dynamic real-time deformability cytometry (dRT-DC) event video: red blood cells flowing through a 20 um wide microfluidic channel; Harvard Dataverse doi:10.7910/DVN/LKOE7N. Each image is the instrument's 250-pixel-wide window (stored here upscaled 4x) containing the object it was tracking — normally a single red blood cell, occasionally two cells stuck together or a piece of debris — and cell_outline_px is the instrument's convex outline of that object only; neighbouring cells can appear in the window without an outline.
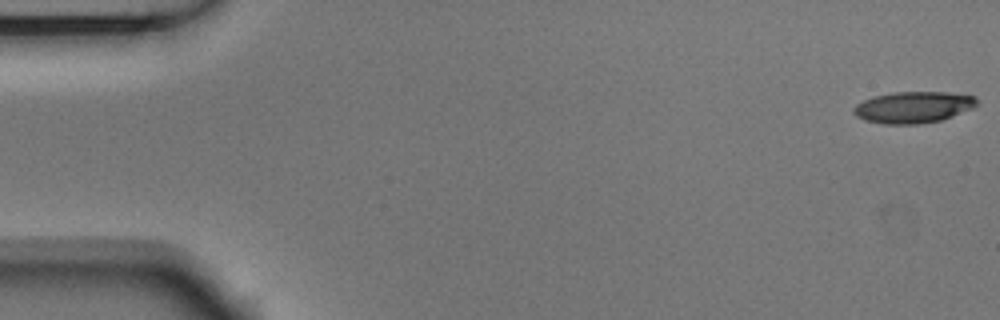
{"species": "Egyptian fruit bat (a non-hibernating species)", "species_latin": "Rousettus aegyptiacus", "temperature_condition": "room temperature", "stored_images_in_passage": 5, "camera_frame_rate_fps": 3000, "um_per_image_px": 0.085, "animal": {"sex": "male"}, "frame": {"image": 1, "passage_image": 1, "time_ms": 0.0, "image_size_px": [1000, 320], "cell_outline_px": [[980, 100], [972, 108], [952, 116], [940, 120], [920, 124], [884, 124], [864, 120], [856, 116], [852, 112], [852, 108], [856, 104], [872, 96], [892, 92], [948, 92], [976, 96]], "centroid_in_image_um": [77.61, 9.11], "position_along_channel_um": 7.4, "area_um2": 22.77}}
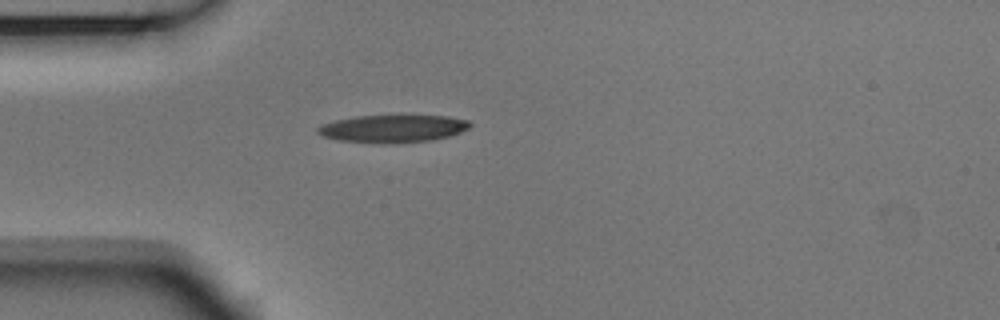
{"frame": {"image": 2, "passage_image": 5, "time_ms": 1.333, "image_size_px": [1000, 320], "cell_outline_px": [[472, 124], [468, 128], [460, 132], [448, 136], [432, 140], [392, 144], [380, 144], [340, 140], [320, 136], [316, 132], [316, 128], [324, 124], [336, 120], [356, 116], [448, 116], [468, 120]], "centroid_in_image_um": [33.37, 10.95], "position_along_channel_um": 51.6, "area_um2": 24.51}}